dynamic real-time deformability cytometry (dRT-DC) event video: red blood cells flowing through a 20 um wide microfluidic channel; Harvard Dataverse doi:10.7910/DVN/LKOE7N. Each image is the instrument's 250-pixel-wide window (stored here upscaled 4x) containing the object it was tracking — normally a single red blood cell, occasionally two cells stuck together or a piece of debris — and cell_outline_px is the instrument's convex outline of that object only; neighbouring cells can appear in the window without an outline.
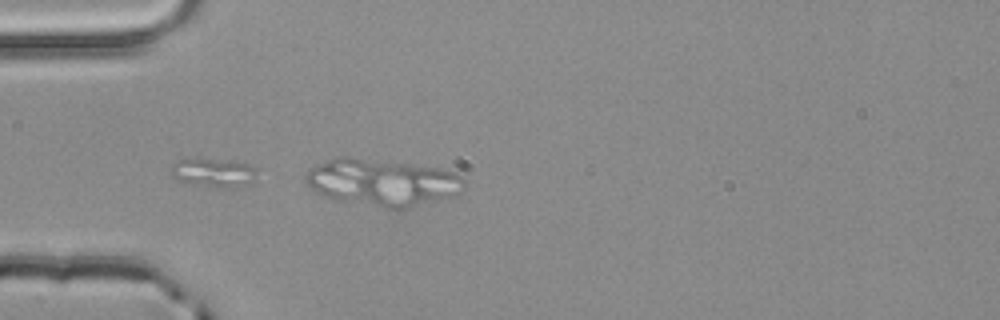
{"species": "common noctule bat (a hibernating species)", "species_latin": "Nyctalus noctula", "temperature_condition": "room temperature", "stored_images_in_passage": 3, "camera_frame_rate_fps": 3000, "um_per_image_px": 0.085, "animal": {"sex": "male", "body_mass_g": 20.4}, "frame": {"image": 1, "passage_image": 3, "time_ms": 0.667, "image_size_px": [1000, 320], "cell_outline_px": [[464, 188], [460, 192], [452, 196], [408, 208], [384, 208], [340, 200], [324, 196], [316, 192], [308, 184], [304, 176], [312, 168], [336, 156], [348, 156], [436, 168], [456, 172], [464, 180]], "centroid_in_image_um": [32.5, 15.5], "position_along_channel_um": 52.5, "area_um2": 42.71}}